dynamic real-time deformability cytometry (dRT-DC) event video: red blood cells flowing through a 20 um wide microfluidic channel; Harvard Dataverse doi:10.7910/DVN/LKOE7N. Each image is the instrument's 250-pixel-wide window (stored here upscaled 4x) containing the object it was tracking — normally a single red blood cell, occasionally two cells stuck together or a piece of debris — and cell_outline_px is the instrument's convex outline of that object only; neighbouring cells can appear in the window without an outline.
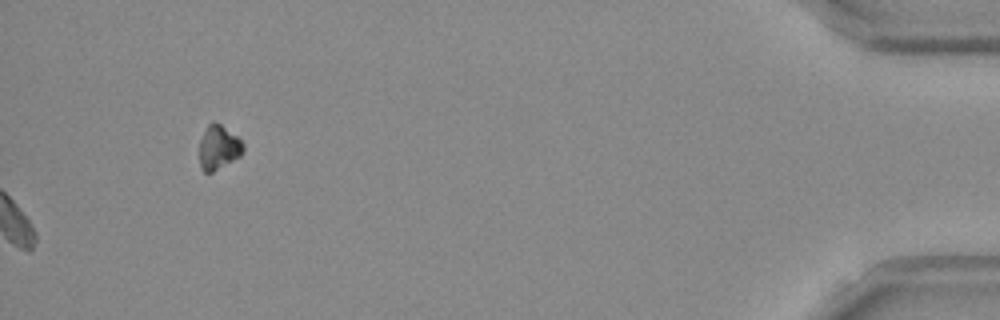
{"species": "Egyptian fruit bat (a non-hibernating species)", "species_latin": "Rousettus aegyptiacus", "temperature_condition": "room temperature", "stored_images_in_passage": 54, "camera_frame_rate_fps": 3000, "um_per_image_px": 0.085, "frame": {"image": 1, "passage_image": 54, "time_ms": 17.667, "image_size_px": [1000, 320], "cell_outline_px": [[244, 148], [240, 156], [212, 172], [204, 172], [200, 168], [200, 140], [208, 124], [212, 120], [220, 124], [236, 136], [244, 144]], "centroid_in_image_um": [18.56, 12.53], "position_along_channel_um": 416.6, "area_um2": 11.1}, "authors_computed_cell_mechanics": {"area_um2": 12.2825, "velocity_mm_per_s": 3.7935, "shape_relaxation_time_tau1_ms": 4.2369, "shape_relaxation_time_tau2_ms": null, "deformation_change_tau1": 0.1292, "deformation_change_tau2": null}}